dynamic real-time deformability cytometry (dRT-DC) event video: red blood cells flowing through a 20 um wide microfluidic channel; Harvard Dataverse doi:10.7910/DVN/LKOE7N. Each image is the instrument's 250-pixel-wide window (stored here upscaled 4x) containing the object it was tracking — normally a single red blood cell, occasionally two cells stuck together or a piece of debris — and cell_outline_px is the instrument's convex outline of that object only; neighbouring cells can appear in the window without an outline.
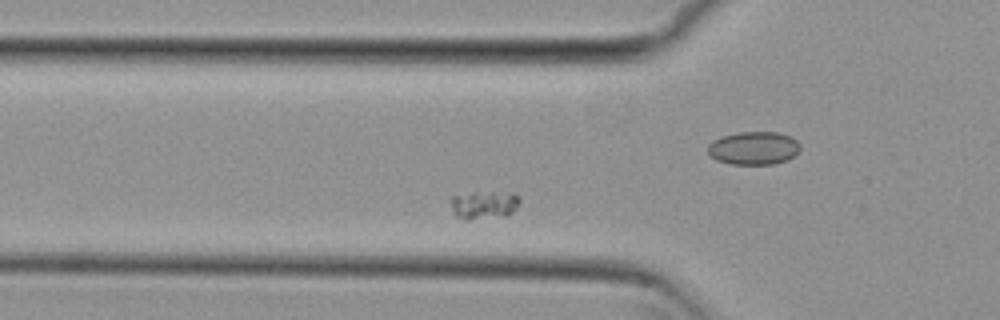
{"species": "common noctule bat (a hibernating species)", "species_latin": "Nyctalus noctula", "temperature_condition": "cold", "stored_images_in_passage": 52, "camera_frame_rate_fps": 3000, "um_per_image_px": 0.085, "animal": {"sex": "female", "body_mass_g": 29.2, "forearm_length_mm": 56.3}, "frame": {"image": 1, "passage_image": 14, "time_ms": 4.333, "image_size_px": [1000, 320], "cell_outline_px": [[520, 200], [516, 208], [508, 216], [468, 220], [456, 216], [452, 212], [448, 200], [452, 196], [472, 192], [512, 192], [520, 196]], "centroid_in_image_um": [41.12, 17.41], "position_along_channel_um": 84.7, "area_um2": 11.73}}
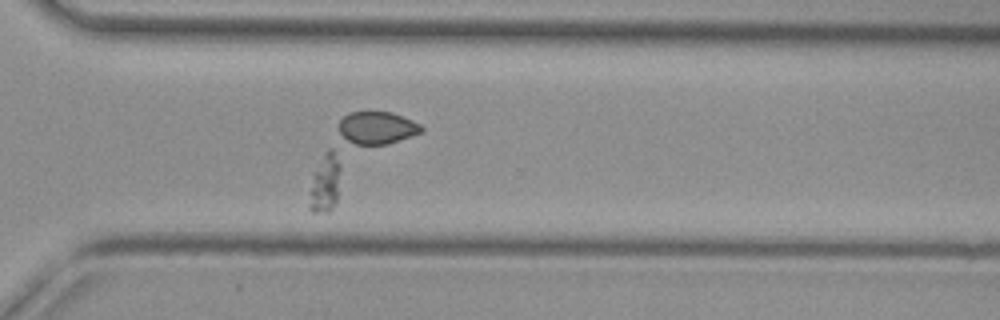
{"frame": {"image": 2, "passage_image": 36, "time_ms": 11.667, "image_size_px": [1000, 320], "cell_outline_px": [[340, 168], [336, 204], [328, 212], [312, 212], [308, 208], [312, 176], [324, 152], [328, 148], [332, 148], [340, 164]], "centroid_in_image_um": [27.62, 15.59], "position_along_channel_um": 343.0, "area_um2": 10.58}}
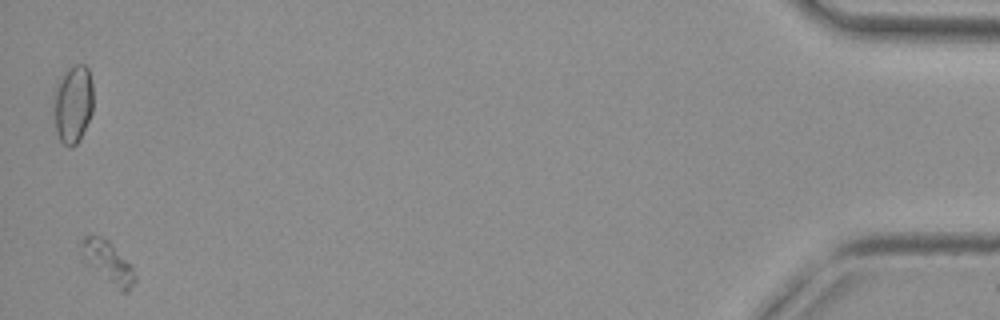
{"frame": {"image": 3, "passage_image": 51, "time_ms": 16.667, "image_size_px": [1000, 320], "cell_outline_px": [[136, 280], [128, 292], [120, 292], [84, 264], [80, 260], [80, 240], [88, 232], [92, 232], [108, 240], [132, 264], [136, 276]], "centroid_in_image_um": [9.1, 22.26], "position_along_channel_um": 426.1, "area_um2": 14.16}}